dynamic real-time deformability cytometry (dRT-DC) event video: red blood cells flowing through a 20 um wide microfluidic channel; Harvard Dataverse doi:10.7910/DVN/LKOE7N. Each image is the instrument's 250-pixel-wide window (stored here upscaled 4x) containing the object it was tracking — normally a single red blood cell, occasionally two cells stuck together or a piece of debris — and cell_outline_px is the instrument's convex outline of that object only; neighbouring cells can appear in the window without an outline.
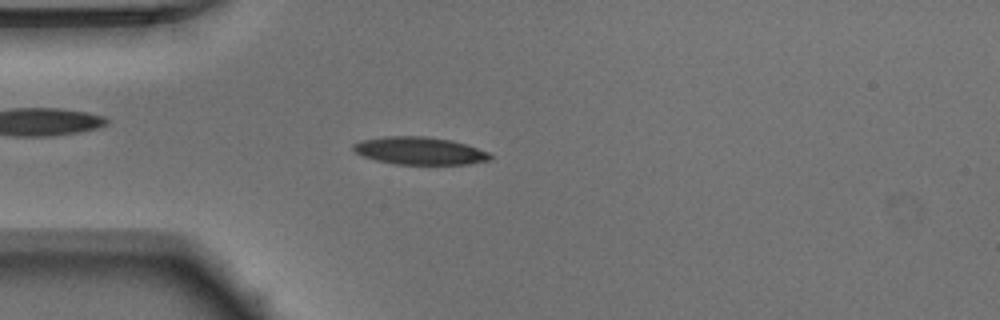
{"species": "Egyptian fruit bat (a non-hibernating species)", "species_latin": "Rousettus aegyptiacus", "temperature_condition": "warm", "stored_images_in_passage": 50, "camera_frame_rate_fps": 3000, "um_per_image_px": 0.085, "animal": {"sex": "male"}, "frame": {"image": 1, "passage_image": 13, "time_ms": 4.0, "image_size_px": [1000, 320], "cell_outline_px": [[492, 160], [468, 164], [392, 164], [376, 160], [364, 156], [356, 152], [352, 148], [352, 144], [364, 140], [384, 136], [424, 136], [452, 140], [488, 152], [492, 156]], "centroid_in_image_um": [35.67, 12.82], "position_along_channel_um": 49.3, "area_um2": 21.91}}
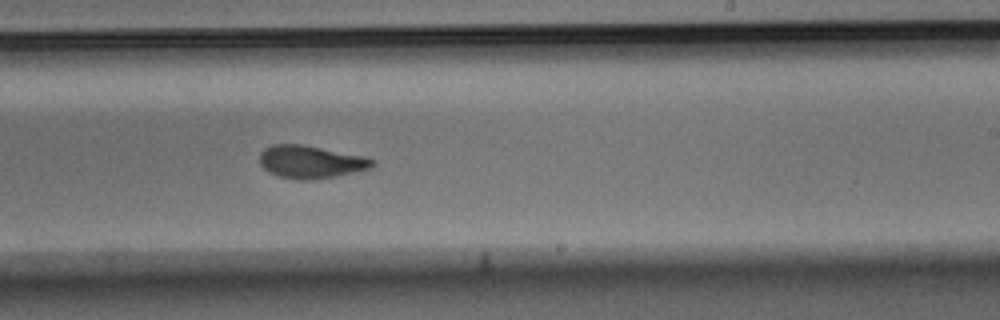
{"frame": {"image": 2, "passage_image": 30, "time_ms": 9.667, "image_size_px": [1000, 320], "cell_outline_px": [[376, 164], [372, 168], [336, 176], [312, 180], [300, 180], [276, 176], [268, 172], [260, 164], [260, 152], [264, 148], [272, 144], [300, 144], [364, 156], [376, 160]], "centroid_in_image_um": [26.41, 13.77], "position_along_channel_um": 262.6, "area_um2": 21.68}}
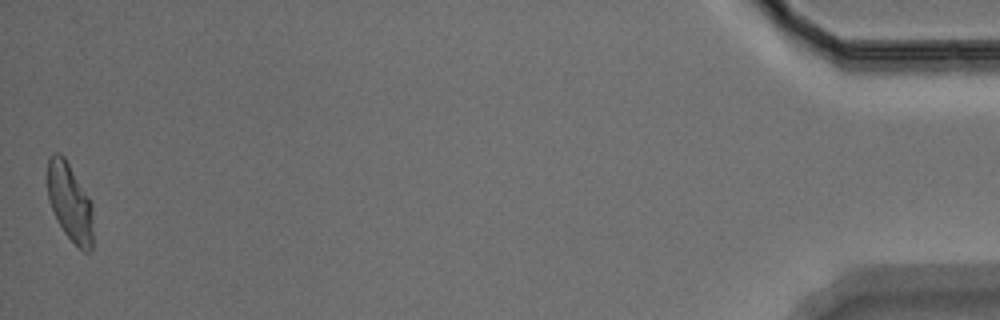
{"frame": {"image": 3, "passage_image": 50, "time_ms": 16.333, "image_size_px": [1000, 320], "cell_outline_px": [[92, 252], [84, 252], [64, 232], [48, 200], [48, 156], [52, 152], [60, 152], [64, 156], [88, 196], [92, 204]], "centroid_in_image_um": [5.94, 17.16], "position_along_channel_um": 429.3, "area_um2": 20.52}, "authors_computed_cell_mechanics": {"area_um2": 21.4149, "velocity_mm_per_s": 3.9354, "shape_relaxation_time_tau1_ms": 4.8613, "shape_relaxation_time_tau2_ms": 1.9753, "deformation_change_tau1": 0.1782, "deformation_change_tau2": 0.0903}}